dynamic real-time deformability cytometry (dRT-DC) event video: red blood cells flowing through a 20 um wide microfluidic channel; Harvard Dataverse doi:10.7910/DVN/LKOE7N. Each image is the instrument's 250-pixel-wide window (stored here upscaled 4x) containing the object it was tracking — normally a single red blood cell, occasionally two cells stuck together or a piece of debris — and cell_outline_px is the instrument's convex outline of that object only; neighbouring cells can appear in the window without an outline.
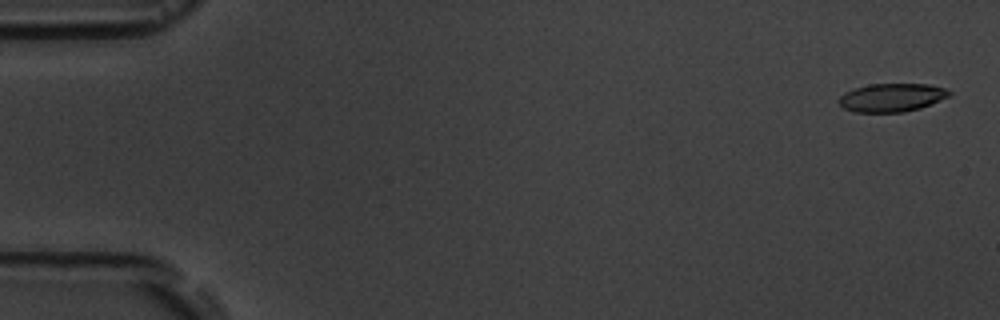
{"species": "common noctule bat (a hibernating species)", "species_latin": "Nyctalus noctula", "temperature_condition": "room temperature", "stored_images_in_passage": 6, "segment_of_instrument_passage": [1, 2], "camera_frame_rate_fps": 3000, "um_per_image_px": 0.085, "animal": {"sex": "male", "body_mass_g": 19.5, "forearm_length_mm": 54.6}, "frame": {"image": 1, "passage_image": 1, "time_ms": 0.0, "image_size_px": [1000, 320], "cell_outline_px": [[952, 96], [920, 108], [904, 112], [856, 112], [844, 108], [836, 100], [844, 92], [868, 84], [928, 84], [944, 88], [952, 92]], "centroid_in_image_um": [75.81, 8.29], "position_along_channel_um": 9.2, "area_um2": 18.32}}
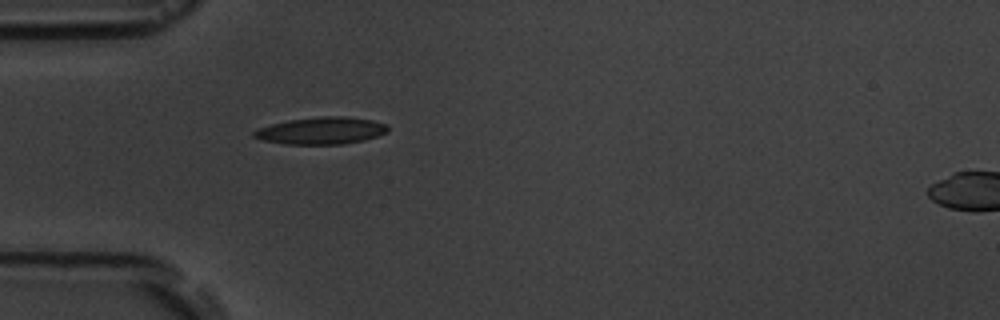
{"frame": {"image": 2, "passage_image": 5, "time_ms": 5.0, "image_size_px": [1000, 320], "cell_outline_px": [[388, 132], [364, 140], [344, 144], [284, 144], [264, 140], [252, 136], [252, 132], [260, 128], [272, 124], [288, 120], [320, 116], [344, 116], [372, 120], [388, 124]], "centroid_in_image_um": [27.33, 11.1], "position_along_channel_um": 57.7, "area_um2": 21.1}}